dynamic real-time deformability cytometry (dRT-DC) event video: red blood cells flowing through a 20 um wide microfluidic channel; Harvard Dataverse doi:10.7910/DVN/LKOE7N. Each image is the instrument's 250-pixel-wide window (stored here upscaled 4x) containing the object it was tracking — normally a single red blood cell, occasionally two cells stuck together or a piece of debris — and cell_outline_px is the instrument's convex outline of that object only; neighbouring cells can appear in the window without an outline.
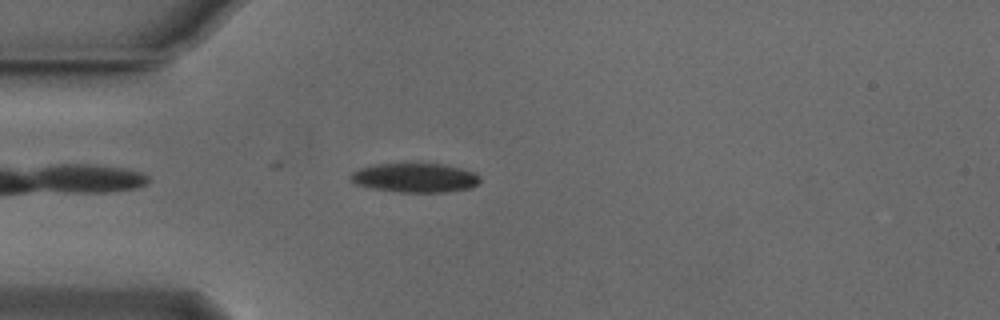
{"species": "Egyptian fruit bat (a non-hibernating species)", "species_latin": "Rousettus aegyptiacus", "temperature_condition": "cold", "stored_images_in_passage": 43, "camera_frame_rate_fps": 3000, "um_per_image_px": 0.085, "animal": {"sex": "male"}, "frame": {"image": 1, "passage_image": 4, "time_ms": 1.0, "image_size_px": [1000, 320], "cell_outline_px": [[480, 180], [476, 184], [468, 188], [448, 192], [400, 192], [376, 188], [356, 184], [352, 180], [352, 172], [360, 168], [376, 164], [404, 160], [444, 164], [476, 172], [480, 176]], "centroid_in_image_um": [35.3, 15.05], "position_along_channel_um": 49.7, "area_um2": 22.66}}
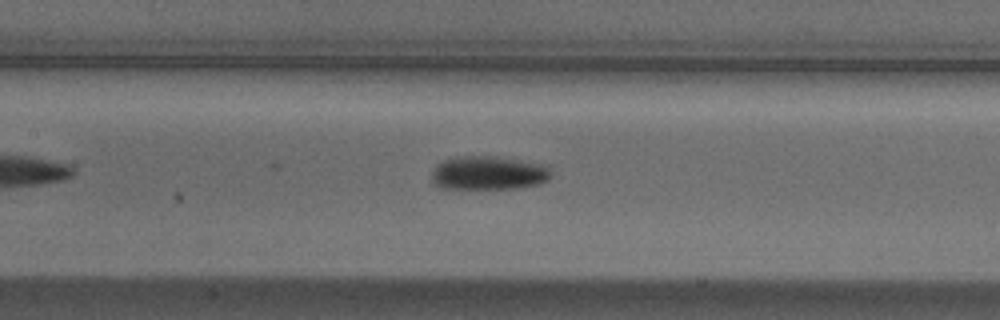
{"frame": {"image": 2, "passage_image": 14, "time_ms": 4.333, "image_size_px": [1000, 320], "cell_outline_px": [[552, 176], [548, 180], [540, 184], [516, 188], [440, 188], [432, 180], [432, 172], [436, 164], [444, 160], [456, 156], [496, 156], [548, 164]], "centroid_in_image_um": [41.56, 14.68], "position_along_channel_um": 165.8, "area_um2": 23.76}}
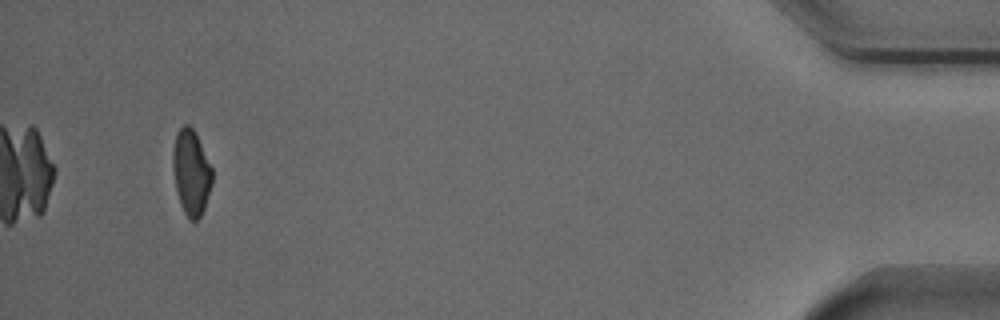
{"frame": {"image": 3, "passage_image": 40, "time_ms": 13.0, "image_size_px": [1000, 320], "cell_outline_px": [[212, 184], [204, 208], [200, 216], [196, 220], [188, 220], [180, 204], [176, 188], [172, 168], [172, 152], [176, 132], [184, 124], [188, 124], [192, 128], [212, 168]], "centroid_in_image_um": [16.23, 14.66], "position_along_channel_um": 419.0, "area_um2": 19.42}, "authors_computed_cell_mechanics": {"area_um2": 21.2704, "velocity_mm_per_s": 3.8322, "shape_relaxation_time_tau1_ms": 3.6863, "shape_relaxation_time_tau2_ms": null, "deformation_change_tau1": 0.1171, "deformation_change_tau2": null}}